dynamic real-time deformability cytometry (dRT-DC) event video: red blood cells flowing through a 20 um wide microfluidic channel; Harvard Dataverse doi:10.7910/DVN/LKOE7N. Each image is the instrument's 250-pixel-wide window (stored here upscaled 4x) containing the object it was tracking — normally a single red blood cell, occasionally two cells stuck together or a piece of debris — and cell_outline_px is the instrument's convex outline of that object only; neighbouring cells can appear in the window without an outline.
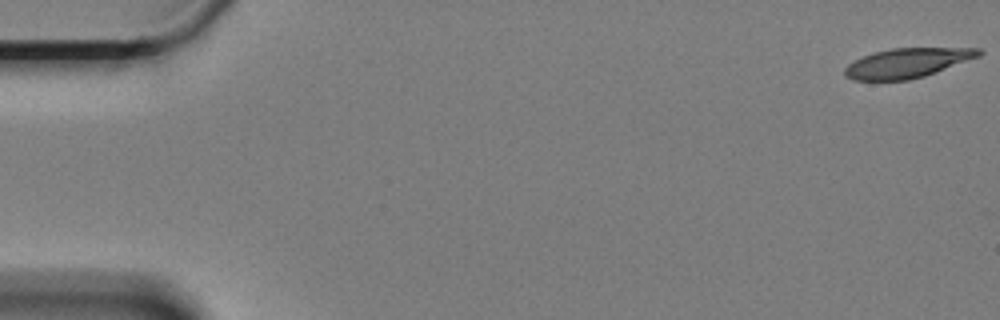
{"species": "Egyptian fruit bat (a non-hibernating species)", "species_latin": "Rousettus aegyptiacus", "temperature_condition": "cold", "stored_images_in_passage": 19, "camera_frame_rate_fps": 3000, "um_per_image_px": 0.085, "animal": {"sex": "female"}, "frame": {"image": 1, "passage_image": 1, "time_ms": 0.0, "image_size_px": [1000, 320], "cell_outline_px": [[984, 52], [980, 56], [924, 76], [908, 80], [852, 80], [844, 76], [844, 68], [848, 64], [864, 56], [876, 52], [892, 48], [980, 48]], "centroid_in_image_um": [77.12, 5.35], "position_along_channel_um": 7.9, "area_um2": 22.89}}
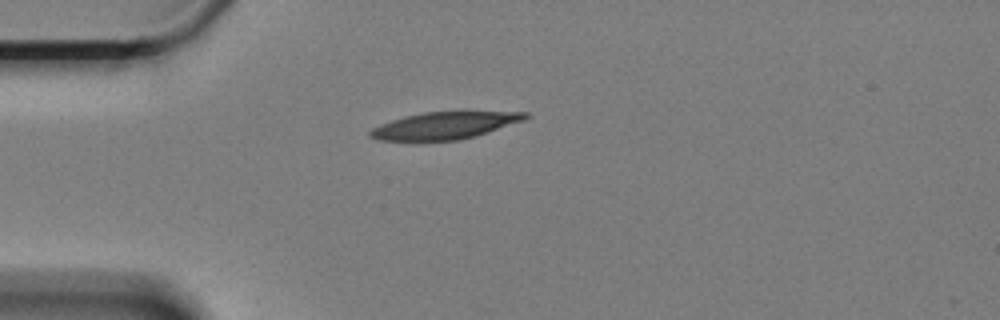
{"frame": {"image": 2, "passage_image": 16, "time_ms": 5.0, "image_size_px": [1000, 320], "cell_outline_px": [[532, 116], [524, 120], [476, 136], [460, 140], [380, 140], [368, 136], [368, 132], [372, 128], [380, 124], [404, 116], [424, 112], [464, 108], [528, 112]], "centroid_in_image_um": [37.93, 10.59], "position_along_channel_um": 47.1, "area_um2": 25.78}}